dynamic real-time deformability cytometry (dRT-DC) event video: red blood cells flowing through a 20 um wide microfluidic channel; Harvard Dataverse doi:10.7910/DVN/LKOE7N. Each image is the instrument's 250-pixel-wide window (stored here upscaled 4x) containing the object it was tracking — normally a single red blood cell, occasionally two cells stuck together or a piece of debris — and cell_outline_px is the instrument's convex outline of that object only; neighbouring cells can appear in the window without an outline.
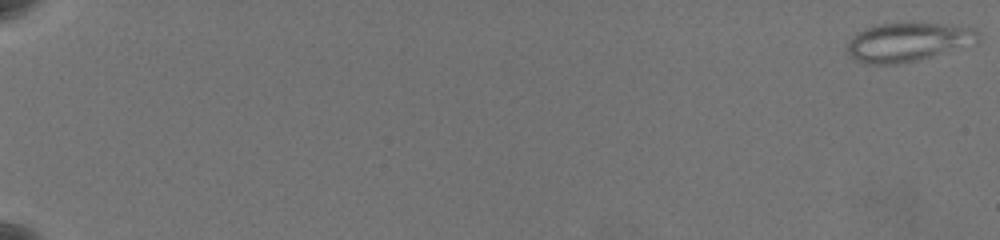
{"species": "common noctule bat (a hibernating species)", "species_latin": "Nyctalus noctula", "temperature_condition": "warm", "stored_images_in_passage": 62, "camera_frame_rate_fps": 3000, "um_per_image_px": 0.085, "animal": {"sex": "female", "body_mass_g": 19.5, "forearm_length_mm": 54.1}, "frame": {"image": 1, "passage_image": 1, "time_ms": 0.0, "image_size_px": [1000, 240], "cell_outline_px": [[980, 40], [976, 44], [916, 60], [896, 64], [868, 64], [852, 60], [848, 52], [848, 44], [860, 32], [868, 28], [880, 24], [940, 24], [976, 28], [980, 32]], "centroid_in_image_um": [77.25, 3.59], "position_along_channel_um": 7.8, "area_um2": 29.13}}
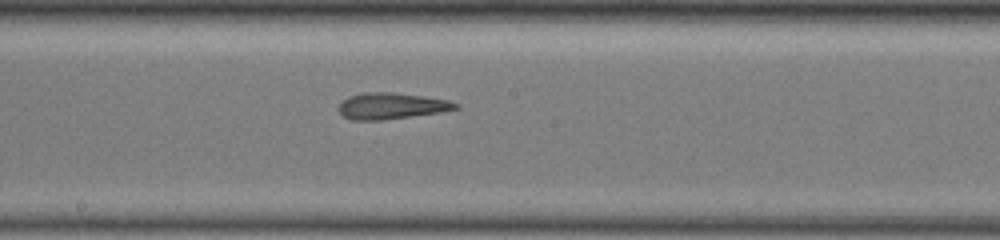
{"frame": {"image": 2, "passage_image": 38, "time_ms": 12.333, "image_size_px": [1000, 240], "cell_outline_px": [[460, 108], [440, 112], [380, 120], [352, 120], [344, 116], [340, 112], [340, 104], [348, 96], [364, 92], [392, 92], [424, 96], [448, 100], [460, 104]], "centroid_in_image_um": [33.3, 8.99], "position_along_channel_um": 214.9, "area_um2": 17.74}}
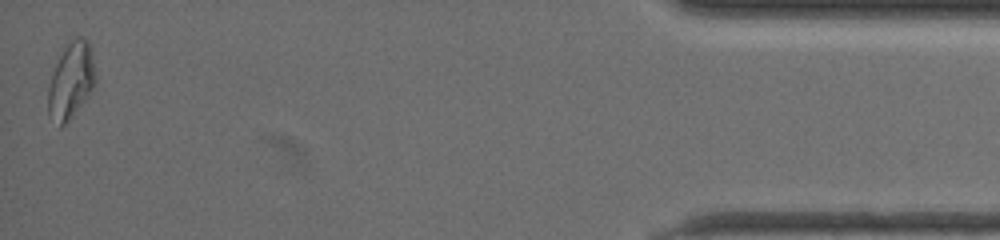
{"frame": {"image": 3, "passage_image": 62, "time_ms": 20.333, "image_size_px": [1000, 240], "cell_outline_px": [[96, 80], [92, 88], [68, 120], [60, 128], [48, 116], [48, 88], [56, 64], [60, 56], [68, 44], [76, 36], [84, 36], [88, 40], [92, 56], [96, 76]], "centroid_in_image_um": [6.02, 6.84], "position_along_channel_um": 429.2, "area_um2": 20.4}, "authors_computed_cell_mechanics": {"area_um2": 19.5364, "velocity_mm_per_s": 3.5911, "shape_relaxation_time_tau1_ms": null, "shape_relaxation_time_tau2_ms": 2.0987, "deformation_change_tau1": null, "deformation_change_tau2": 0.113}}